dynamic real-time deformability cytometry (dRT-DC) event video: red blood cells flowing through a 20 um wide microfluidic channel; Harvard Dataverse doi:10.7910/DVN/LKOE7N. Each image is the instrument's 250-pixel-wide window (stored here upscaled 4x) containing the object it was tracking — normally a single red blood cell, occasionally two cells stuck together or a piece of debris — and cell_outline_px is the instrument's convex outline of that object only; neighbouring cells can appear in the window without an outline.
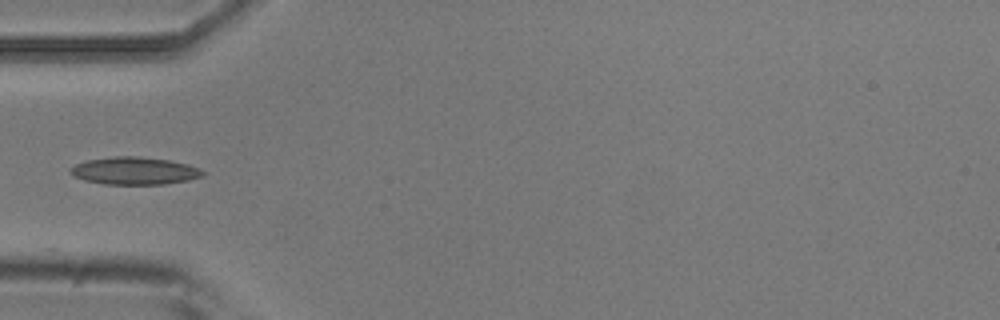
{"species": "common noctule bat (a hibernating species)", "species_latin": "Nyctalus noctula", "temperature_condition": "room temperature", "stored_images_in_passage": 38, "camera_frame_rate_fps": 3000, "um_per_image_px": 0.085, "animal": {"sex": "male", "body_mass_g": 20.5, "forearm_length_mm": 52.5}, "frame": {"image": 1, "passage_image": 1, "time_ms": 0.0, "image_size_px": [1000, 320], "cell_outline_px": [[208, 172], [204, 176], [188, 180], [164, 184], [104, 184], [84, 180], [68, 172], [76, 164], [88, 160], [112, 156], [136, 156], [168, 160], [188, 164], [200, 168]], "centroid_in_image_um": [11.49, 14.52], "position_along_channel_um": 73.5, "area_um2": 21.21}}
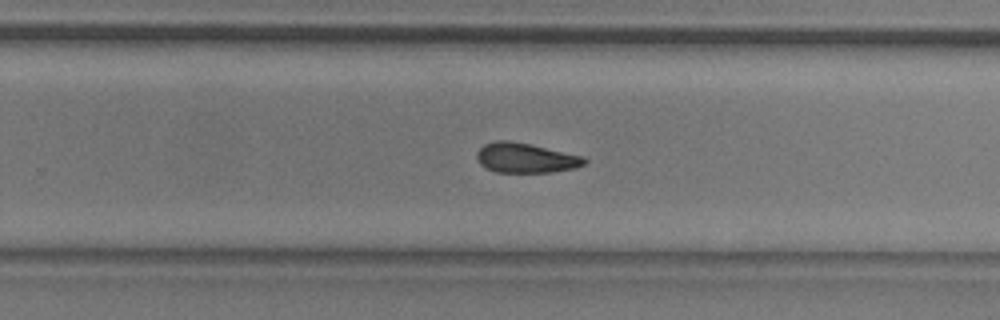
{"frame": {"image": 2, "passage_image": 18, "time_ms": 5.667, "image_size_px": [1000, 320], "cell_outline_px": [[588, 160], [584, 164], [576, 168], [552, 172], [496, 172], [480, 164], [476, 160], [476, 152], [484, 144], [496, 140], [508, 140], [528, 144], [584, 156]], "centroid_in_image_um": [44.67, 13.42], "position_along_channel_um": 285.1, "area_um2": 18.67}}
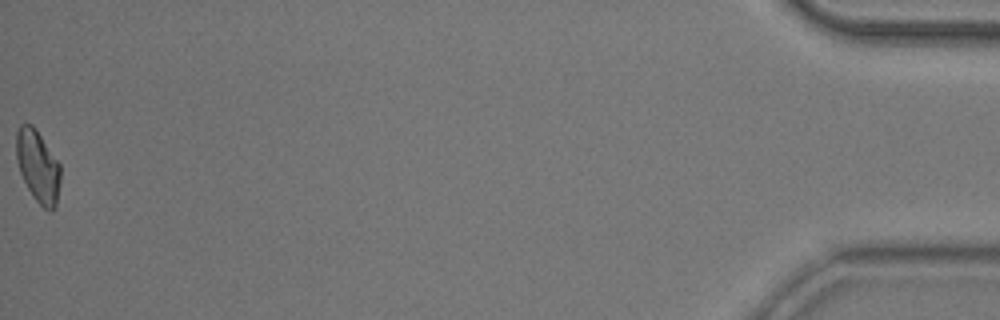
{"frame": {"image": 3, "passage_image": 38, "time_ms": 12.333, "image_size_px": [1000, 320], "cell_outline_px": [[60, 184], [56, 208], [52, 212], [48, 212], [32, 196], [20, 172], [16, 160], [16, 132], [20, 124], [32, 124], [60, 164]], "centroid_in_image_um": [3.23, 14.17], "position_along_channel_um": 432.0, "area_um2": 18.61}}